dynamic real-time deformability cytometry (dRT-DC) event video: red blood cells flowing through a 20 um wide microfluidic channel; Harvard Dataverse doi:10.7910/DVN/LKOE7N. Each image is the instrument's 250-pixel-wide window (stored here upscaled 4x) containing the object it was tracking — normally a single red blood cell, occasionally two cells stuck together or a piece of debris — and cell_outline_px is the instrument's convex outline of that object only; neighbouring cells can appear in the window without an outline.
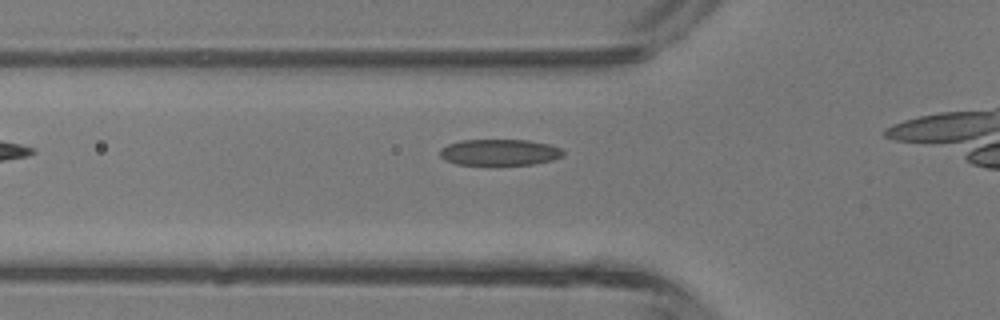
{"species": "common noctule bat (a hibernating species)", "species_latin": "Nyctalus noctula", "temperature_condition": "room temperature", "stored_images_in_passage": 5, "camera_frame_rate_fps": 3000, "um_per_image_px": 0.085, "animal": {"sex": "male", "body_mass_g": 13.3}, "frame": {"image": 1, "passage_image": 4, "time_ms": 3.333, "image_size_px": [1000, 320], "cell_outline_px": [[564, 156], [552, 160], [536, 164], [456, 164], [444, 160], [440, 156], [440, 148], [448, 144], [460, 140], [528, 140], [548, 144], [560, 148], [564, 152]], "centroid_in_image_um": [42.46, 12.94], "position_along_channel_um": 83.3, "area_um2": 18.79}}